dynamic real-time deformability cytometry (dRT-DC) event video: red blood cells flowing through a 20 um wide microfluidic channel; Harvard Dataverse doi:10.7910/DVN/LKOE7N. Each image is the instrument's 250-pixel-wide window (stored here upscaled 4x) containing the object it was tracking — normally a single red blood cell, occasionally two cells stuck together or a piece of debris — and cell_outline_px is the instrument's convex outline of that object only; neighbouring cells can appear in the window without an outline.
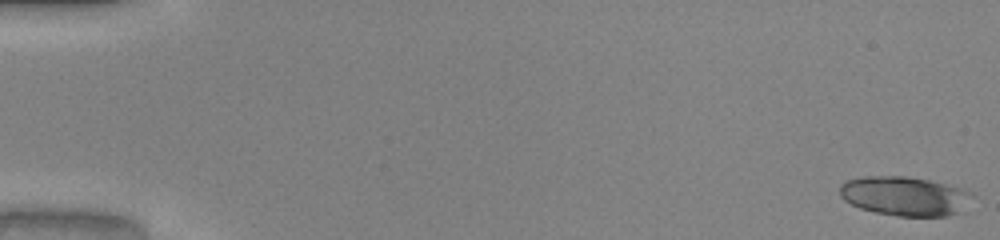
{"species": "common noctule bat (a hibernating species)", "species_latin": "Nyctalus noctula", "temperature_condition": "warm", "stored_images_in_passage": 51, "camera_frame_rate_fps": 3000, "um_per_image_px": 0.085, "animal": {"sex": "male", "body_mass_g": 20.0, "forearm_length_mm": 53.3}, "frame": {"image": 1, "passage_image": 1, "time_ms": 0.0, "image_size_px": [1000, 240], "cell_outline_px": [[972, 196], [956, 212], [948, 216], [896, 216], [876, 212], [860, 208], [844, 200], [840, 196], [840, 184], [848, 180], [864, 176], [904, 176], [928, 180], [944, 184], [972, 192]], "centroid_in_image_um": [76.82, 16.66], "position_along_channel_um": 8.2, "area_um2": 29.71}}